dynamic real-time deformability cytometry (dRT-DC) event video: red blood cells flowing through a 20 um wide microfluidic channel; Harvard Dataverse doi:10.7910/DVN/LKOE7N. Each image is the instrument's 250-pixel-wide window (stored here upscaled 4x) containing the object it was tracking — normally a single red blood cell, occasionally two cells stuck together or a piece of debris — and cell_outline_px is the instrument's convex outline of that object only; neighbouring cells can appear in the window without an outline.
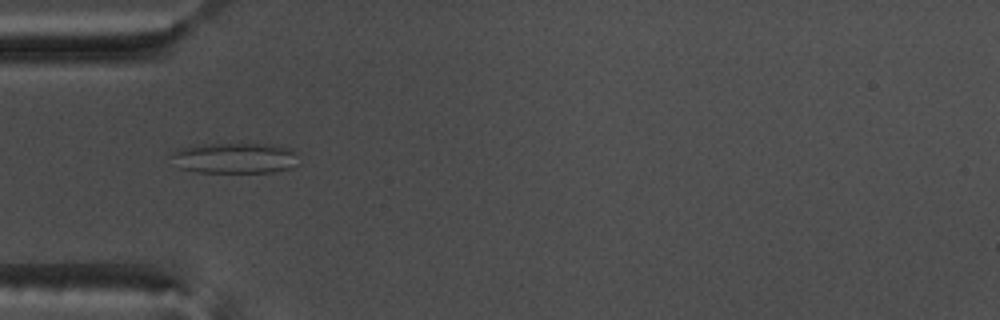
{"species": "common noctule bat (a hibernating species)", "species_latin": "Nyctalus noctula", "temperature_condition": "warm", "stored_images_in_passage": 54, "camera_frame_rate_fps": 3000, "um_per_image_px": 0.085, "animal": {"sex": "male", "body_mass_g": 17.5, "forearm_length_mm": 52.3}, "frame": {"image": 1, "passage_image": 18, "time_ms": 5.667, "image_size_px": [1000, 320], "cell_outline_px": [[300, 164], [292, 168], [272, 172], [196, 172], [180, 168], [172, 156], [172, 152], [176, 148], [204, 144], [268, 144], [292, 148], [296, 152]], "centroid_in_image_um": [20.03, 13.43], "position_along_channel_um": 65.0, "area_um2": 22.95}}
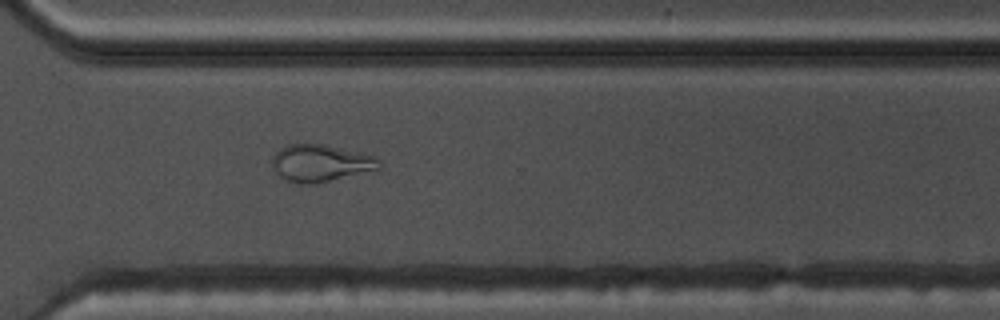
{"frame": {"image": 2, "passage_image": 40, "time_ms": 13.0, "image_size_px": [1000, 320], "cell_outline_px": [[380, 168], [376, 172], [316, 184], [300, 184], [284, 180], [272, 168], [272, 156], [280, 148], [288, 144], [324, 144], [376, 156], [380, 160]], "centroid_in_image_um": [27.3, 13.89], "position_along_channel_um": 343.3, "area_um2": 23.87}}
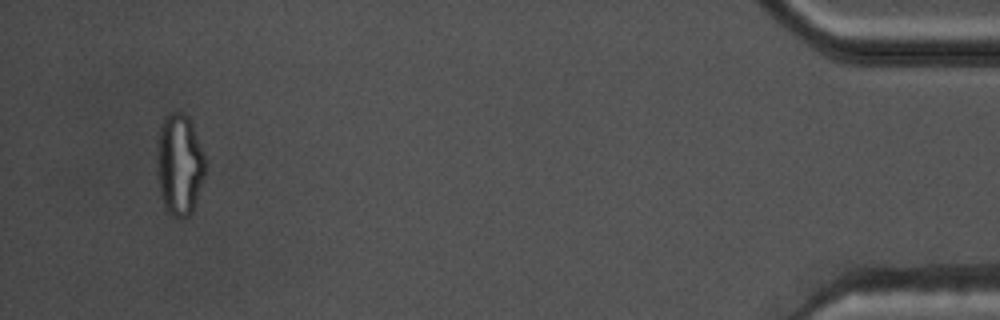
{"frame": {"image": 3, "passage_image": 52, "time_ms": 17.0, "image_size_px": [1000, 320], "cell_outline_px": [[204, 176], [192, 212], [188, 216], [180, 220], [172, 216], [168, 212], [160, 196], [156, 176], [156, 144], [160, 124], [164, 116], [168, 112], [180, 112], [188, 116], [192, 124], [204, 156]], "centroid_in_image_um": [15.19, 13.98], "position_along_channel_um": 420.0, "area_um2": 29.02}, "authors_computed_cell_mechanics": {"area_um2": 23.987, "velocity_mm_per_s": 3.815, "shape_relaxation_time_tau1_ms": null, "shape_relaxation_time_tau2_ms": 1.5916, "deformation_change_tau1": null, "deformation_change_tau2": 0.0886}}